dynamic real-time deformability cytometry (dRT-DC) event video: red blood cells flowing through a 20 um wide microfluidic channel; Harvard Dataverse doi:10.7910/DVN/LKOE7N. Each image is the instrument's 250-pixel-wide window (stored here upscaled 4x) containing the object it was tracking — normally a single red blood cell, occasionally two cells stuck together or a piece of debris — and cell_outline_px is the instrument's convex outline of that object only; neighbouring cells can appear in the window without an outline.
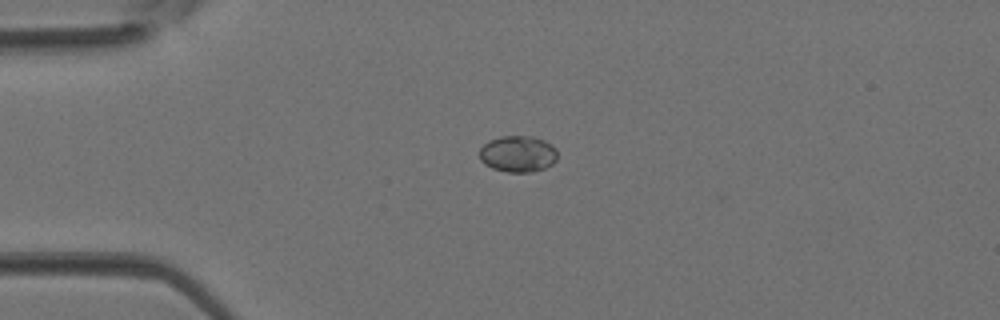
{"species": "Egyptian fruit bat (a non-hibernating species)", "species_latin": "Rousettus aegyptiacus", "temperature_condition": "room temperature", "stored_images_in_passage": 4, "camera_frame_rate_fps": 3000, "um_per_image_px": 0.085, "animal": {"sex": "female"}, "frame": {"image": 1, "passage_image": 4, "time_ms": 1.0, "image_size_px": [1000, 320], "cell_outline_px": [[556, 160], [552, 164], [544, 168], [532, 172], [508, 172], [492, 168], [484, 164], [480, 160], [480, 148], [488, 140], [504, 136], [532, 136], [544, 140], [552, 144], [556, 148]], "centroid_in_image_um": [44.02, 13.08], "position_along_channel_um": 41.0, "area_um2": 16.59}}